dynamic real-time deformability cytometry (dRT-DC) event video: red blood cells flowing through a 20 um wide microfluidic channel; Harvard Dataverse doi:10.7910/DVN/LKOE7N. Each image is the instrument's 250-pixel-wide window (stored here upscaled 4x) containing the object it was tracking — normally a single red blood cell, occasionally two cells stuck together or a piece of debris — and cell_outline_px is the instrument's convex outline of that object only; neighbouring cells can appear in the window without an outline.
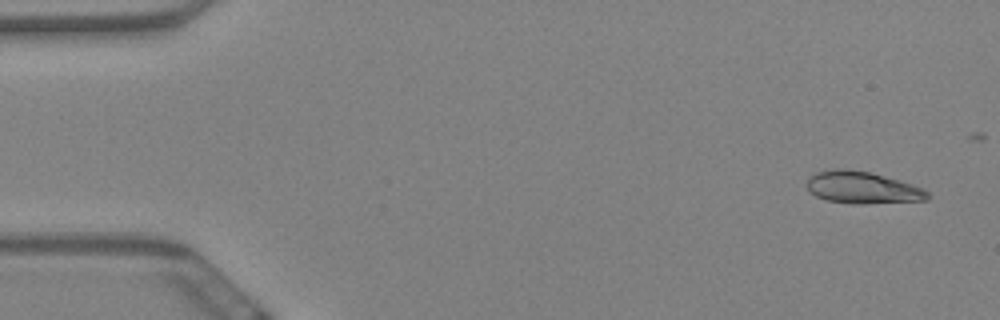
{"species": "Egyptian fruit bat (a non-hibernating species)", "species_latin": "Rousettus aegyptiacus", "temperature_condition": "warm", "stored_images_in_passage": 18, "camera_frame_rate_fps": 3000, "um_per_image_px": 0.085, "animal": {"sex": "female"}, "frame": {"image": 1, "passage_image": 3, "time_ms": 0.667, "image_size_px": [1000, 320], "cell_outline_px": [[932, 196], [928, 200], [864, 204], [852, 204], [824, 200], [816, 196], [808, 188], [808, 180], [816, 172], [836, 168], [848, 168], [868, 172], [900, 180], [924, 188]], "centroid_in_image_um": [73.35, 15.95], "position_along_channel_um": 11.6, "area_um2": 22.66}}
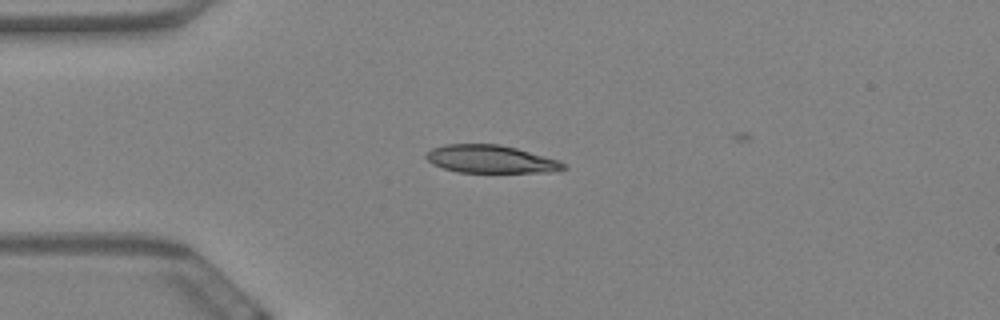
{"frame": {"image": 2, "passage_image": 15, "time_ms": 4.667, "image_size_px": [1000, 320], "cell_outline_px": [[568, 168], [556, 172], [456, 172], [432, 164], [424, 156], [432, 148], [444, 144], [500, 144], [516, 148], [560, 160], [568, 164]], "centroid_in_image_um": [41.76, 13.53], "position_along_channel_um": 43.2, "area_um2": 22.48}}